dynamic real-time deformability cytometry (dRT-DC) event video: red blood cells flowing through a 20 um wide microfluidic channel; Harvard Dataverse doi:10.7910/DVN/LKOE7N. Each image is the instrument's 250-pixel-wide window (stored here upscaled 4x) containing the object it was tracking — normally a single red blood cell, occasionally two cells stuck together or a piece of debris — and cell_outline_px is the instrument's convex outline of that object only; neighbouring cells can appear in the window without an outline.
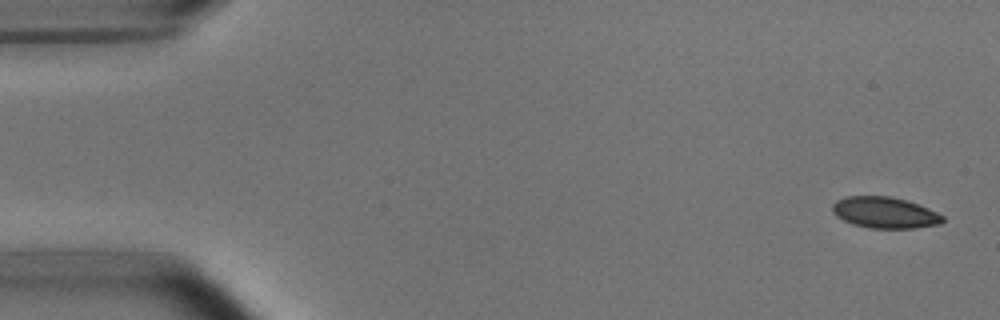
{"species": "common noctule bat (a hibernating species)", "species_latin": "Nyctalus noctula", "temperature_condition": "room temperature", "stored_images_in_passage": 6, "camera_frame_rate_fps": 3000, "um_per_image_px": 0.085, "animal": {"sex": "male", "body_mass_g": 15.6}, "frame": {"image": 1, "passage_image": 1, "time_ms": 0.0, "image_size_px": [1000, 320], "cell_outline_px": [[944, 220], [940, 224], [916, 228], [872, 228], [852, 224], [836, 216], [832, 212], [832, 204], [836, 200], [844, 196], [892, 196], [928, 208], [944, 216]], "centroid_in_image_um": [75.18, 18.07], "position_along_channel_um": 9.8, "area_um2": 20.06}}
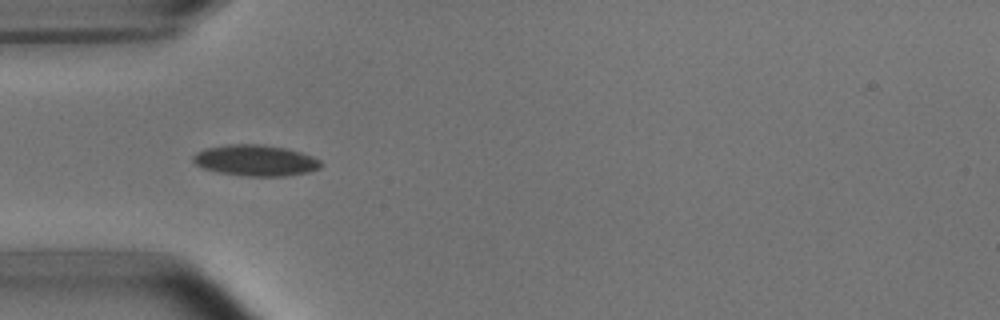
{"frame": {"image": 2, "passage_image": 5, "time_ms": 1.333, "image_size_px": [1000, 320], "cell_outline_px": [[324, 164], [320, 168], [308, 172], [284, 176], [248, 176], [220, 172], [204, 168], [196, 164], [192, 160], [192, 156], [196, 152], [204, 148], [228, 144], [264, 144], [288, 148], [312, 156], [320, 160]], "centroid_in_image_um": [21.74, 13.62], "position_along_channel_um": 63.3, "area_um2": 23.24}}